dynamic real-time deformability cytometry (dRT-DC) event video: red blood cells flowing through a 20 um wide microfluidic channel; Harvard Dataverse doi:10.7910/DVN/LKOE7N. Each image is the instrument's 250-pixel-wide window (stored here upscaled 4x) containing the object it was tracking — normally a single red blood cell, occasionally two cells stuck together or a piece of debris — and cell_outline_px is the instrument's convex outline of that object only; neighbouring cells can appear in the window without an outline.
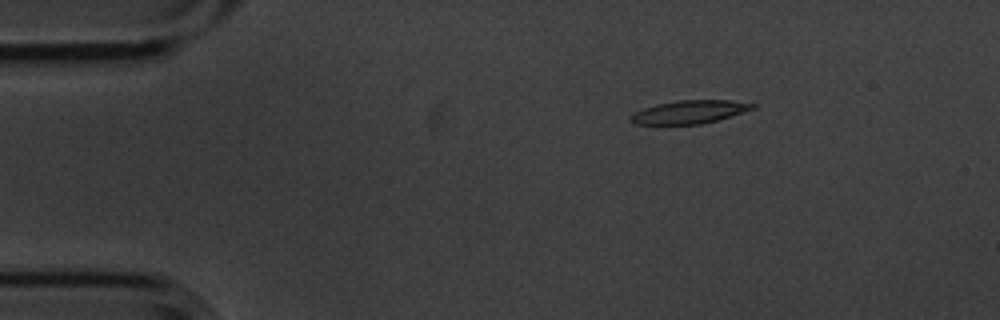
{"species": "common noctule bat (a hibernating species)", "species_latin": "Nyctalus noctula", "temperature_condition": "cold", "stored_images_in_passage": 3, "camera_frame_rate_fps": 3000, "um_per_image_px": 0.085, "animal": {"sex": "male", "body_mass_g": 20.1, "forearm_length_mm": 53.5}, "frame": {"image": 1, "passage_image": 1, "time_ms": 0.0, "image_size_px": [1000, 320], "cell_outline_px": [[756, 108], [716, 120], [700, 124], [636, 124], [628, 116], [644, 108], [656, 104], [676, 100], [732, 100], [756, 104]], "centroid_in_image_um": [58.62, 9.5], "position_along_channel_um": 26.4, "area_um2": 16.3}}